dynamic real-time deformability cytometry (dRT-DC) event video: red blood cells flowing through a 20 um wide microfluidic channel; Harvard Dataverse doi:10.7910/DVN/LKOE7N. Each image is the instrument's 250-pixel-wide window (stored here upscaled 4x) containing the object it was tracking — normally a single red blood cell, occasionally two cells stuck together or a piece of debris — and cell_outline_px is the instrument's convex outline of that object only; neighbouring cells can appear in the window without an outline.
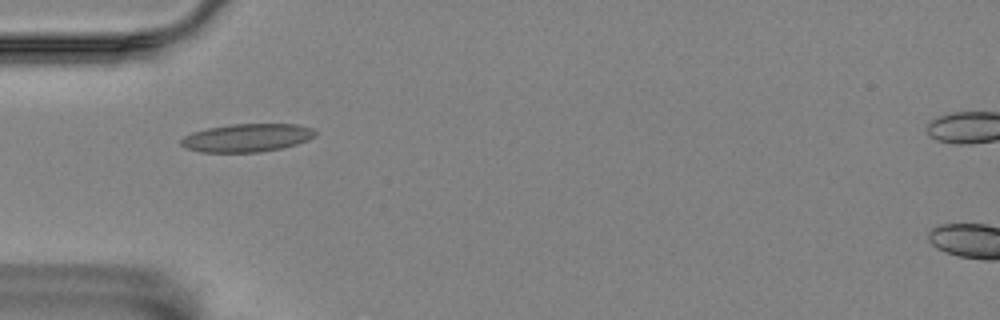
{"species": "Egyptian fruit bat (a non-hibernating species)", "species_latin": "Rousettus aegyptiacus", "temperature_condition": "room temperature", "stored_images_in_passage": 40, "camera_frame_rate_fps": 3000, "um_per_image_px": 0.085, "animal": {"sex": "female"}, "frame": {"image": 1, "passage_image": 1, "time_ms": 0.0, "image_size_px": [1000, 320], "cell_outline_px": [[316, 136], [308, 140], [296, 144], [280, 148], [260, 152], [200, 152], [188, 148], [180, 144], [180, 140], [184, 136], [192, 132], [208, 128], [232, 124], [296, 124], [312, 128], [316, 132]], "centroid_in_image_um": [21.0, 11.71], "position_along_channel_um": 64.0, "area_um2": 21.91}}
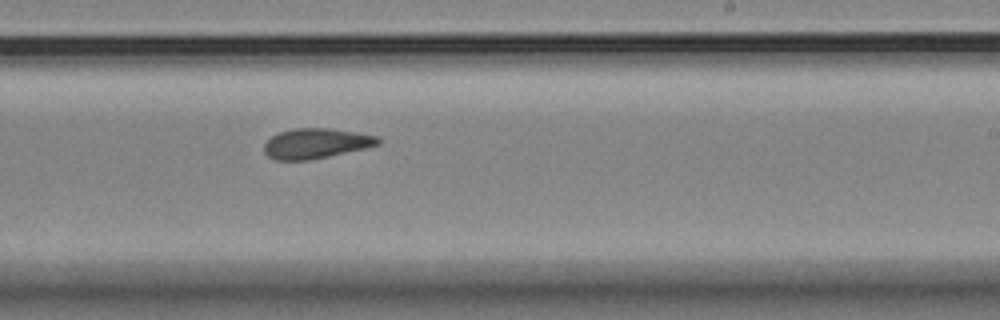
{"frame": {"image": 2, "passage_image": 18, "time_ms": 5.667, "image_size_px": [1000, 320], "cell_outline_px": [[380, 144], [368, 148], [308, 160], [276, 160], [268, 156], [264, 152], [264, 144], [272, 136], [280, 132], [292, 128], [328, 128], [380, 136]], "centroid_in_image_um": [26.88, 12.19], "position_along_channel_um": 262.1, "area_um2": 20.0}}
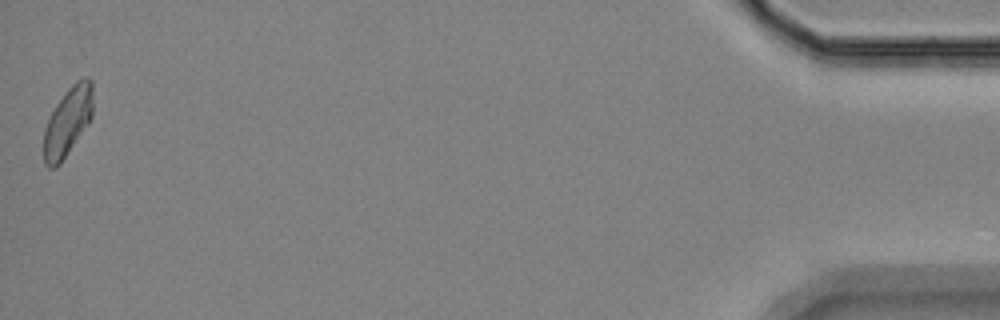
{"frame": {"image": 3, "passage_image": 40, "time_ms": 13.0, "image_size_px": [1000, 320], "cell_outline_px": [[92, 116], [88, 124], [60, 164], [56, 168], [48, 168], [44, 164], [44, 128], [56, 104], [68, 88], [76, 80], [84, 76], [88, 76], [92, 80]], "centroid_in_image_um": [5.76, 10.32], "position_along_channel_um": 429.4, "area_um2": 19.71}, "authors_computed_cell_mechanics": {"area_um2": 20.0566, "velocity_mm_per_s": 3.5036, "shape_relaxation_time_tau1_ms": null, "shape_relaxation_time_tau2_ms": 2.4535, "deformation_change_tau1": null, "deformation_change_tau2": 0.098}}